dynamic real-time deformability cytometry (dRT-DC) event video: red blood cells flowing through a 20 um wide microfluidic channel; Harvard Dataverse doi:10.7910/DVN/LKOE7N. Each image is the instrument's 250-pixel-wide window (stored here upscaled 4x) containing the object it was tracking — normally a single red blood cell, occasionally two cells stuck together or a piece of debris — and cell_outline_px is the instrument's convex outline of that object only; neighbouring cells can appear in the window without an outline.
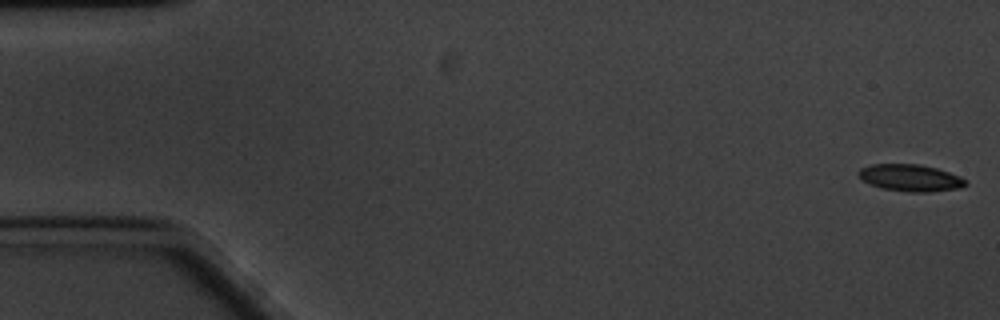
{"species": "common noctule bat (a hibernating species)", "species_latin": "Nyctalus noctula", "temperature_condition": "cold", "stored_images_in_passage": 61, "camera_frame_rate_fps": 3000, "um_per_image_px": 0.085, "animal": {"sex": "male", "body_mass_g": 20.1, "forearm_length_mm": 53.5}, "frame": {"image": 1, "passage_image": 1, "time_ms": 0.0, "image_size_px": [1000, 320], "cell_outline_px": [[968, 184], [960, 188], [928, 192], [908, 192], [884, 188], [872, 184], [864, 180], [856, 172], [860, 168], [872, 164], [920, 164], [936, 168], [960, 176], [968, 180]], "centroid_in_image_um": [77.43, 15.11], "position_along_channel_um": 7.6, "area_um2": 16.7}}
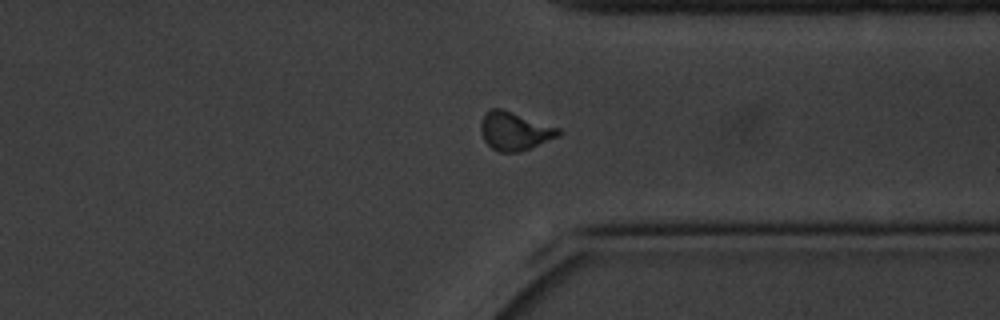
{"frame": {"image": 2, "passage_image": 46, "time_ms": 15.0, "image_size_px": [1000, 320], "cell_outline_px": [[560, 136], [528, 148], [516, 152], [500, 152], [492, 148], [484, 140], [480, 132], [480, 124], [484, 112], [492, 108], [500, 108], [560, 128]], "centroid_in_image_um": [43.71, 11.12], "position_along_channel_um": 367.7, "area_um2": 17.17}}
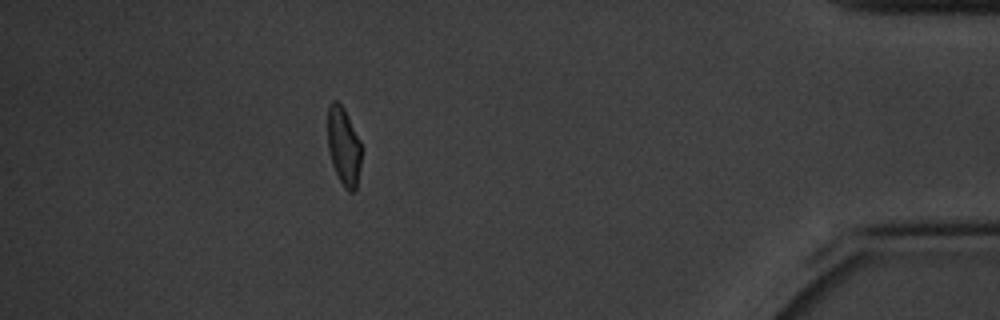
{"frame": {"image": 3, "passage_image": 54, "time_ms": 17.667, "image_size_px": [1000, 320], "cell_outline_px": [[360, 164], [356, 188], [352, 192], [348, 192], [344, 188], [332, 164], [328, 148], [328, 104], [332, 100], [336, 100], [344, 108], [360, 140]], "centroid_in_image_um": [29.2, 12.41], "position_along_channel_um": 406.0, "area_um2": 15.2}, "authors_computed_cell_mechanics": {"area_um2": 16.7042, "velocity_mm_per_s": 3.2793, "shape_relaxation_time_tau1_ms": 3.2899, "shape_relaxation_time_tau2_ms": 3.4984, "deformation_change_tau1": 0.1146, "deformation_change_tau2": 0.0838}}